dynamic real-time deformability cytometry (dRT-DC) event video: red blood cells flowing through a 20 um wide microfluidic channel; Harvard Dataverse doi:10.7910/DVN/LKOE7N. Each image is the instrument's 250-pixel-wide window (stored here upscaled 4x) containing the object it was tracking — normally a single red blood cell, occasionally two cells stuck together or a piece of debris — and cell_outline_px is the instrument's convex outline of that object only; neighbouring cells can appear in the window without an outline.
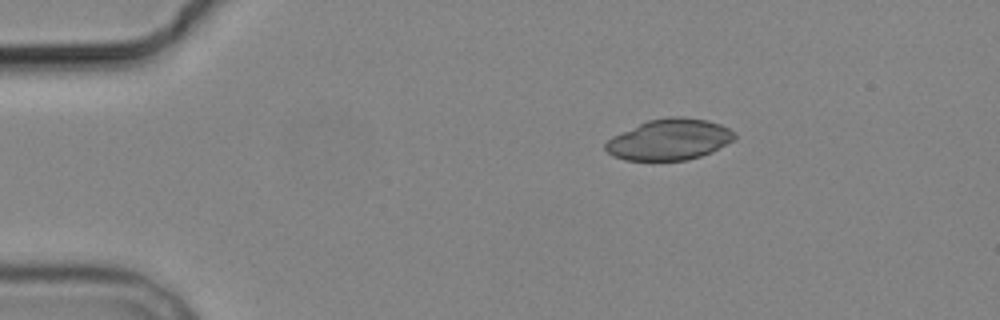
{"species": "common noctule bat (a hibernating species)", "species_latin": "Nyctalus noctula", "temperature_condition": "cold", "stored_images_in_passage": 5, "camera_frame_rate_fps": 3000, "um_per_image_px": 0.085, "animal": {"sex": "male", "body_mass_g": 19.2, "forearm_length_mm": 51.8}, "frame": {"image": 1, "passage_image": 5, "time_ms": 7.0, "image_size_px": [1000, 320], "cell_outline_px": [[736, 136], [732, 140], [712, 152], [688, 160], [624, 160], [612, 156], [604, 148], [604, 144], [612, 136], [648, 120], [668, 116], [680, 116], [708, 120], [720, 124], [736, 132]], "centroid_in_image_um": [56.89, 11.85], "position_along_channel_um": 28.1, "area_um2": 30.87}}